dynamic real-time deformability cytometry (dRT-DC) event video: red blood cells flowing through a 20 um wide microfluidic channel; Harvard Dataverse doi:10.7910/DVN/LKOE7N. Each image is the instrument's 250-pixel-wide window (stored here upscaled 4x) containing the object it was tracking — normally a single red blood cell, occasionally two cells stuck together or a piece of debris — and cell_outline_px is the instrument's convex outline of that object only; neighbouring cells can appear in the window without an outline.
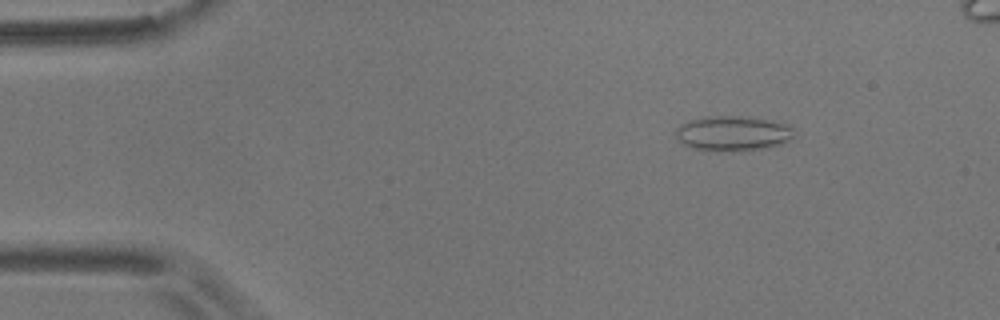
{"species": "common noctule bat (a hibernating species)", "species_latin": "Nyctalus noctula", "temperature_condition": "room temperature", "stored_images_in_passage": 11, "camera_frame_rate_fps": 3000, "um_per_image_px": 0.085, "animal": {"sex": "male", "body_mass_g": 17.9}, "frame": {"image": 1, "passage_image": 2, "time_ms": 1.667, "image_size_px": [1000, 320], "cell_outline_px": [[792, 136], [788, 140], [780, 144], [768, 148], [692, 148], [684, 144], [676, 136], [676, 128], [680, 124], [688, 120], [708, 116], [740, 116], [768, 120], [792, 124]], "centroid_in_image_um": [62.3, 11.27], "position_along_channel_um": 22.7, "area_um2": 23.06}}
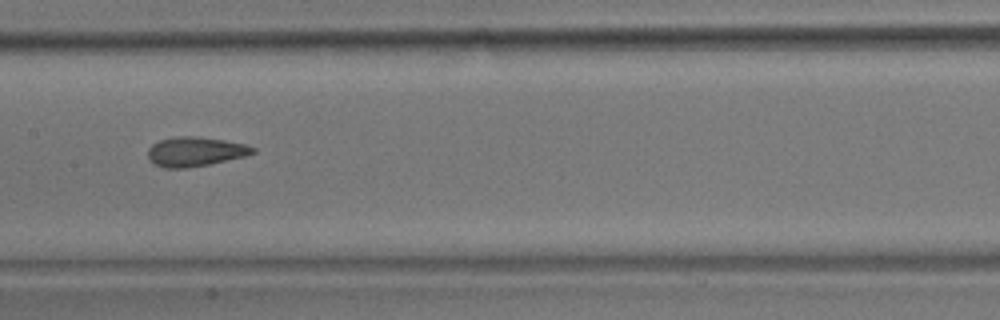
{"frame": {"image": 2, "passage_image": 7, "time_ms": 8.333, "image_size_px": [1000, 320], "cell_outline_px": [[256, 152], [244, 156], [208, 164], [184, 168], [164, 168], [148, 160], [148, 148], [152, 144], [160, 140], [176, 136], [196, 136], [224, 140], [244, 144], [256, 148]], "centroid_in_image_um": [16.56, 12.88], "position_along_channel_um": 190.8, "area_um2": 17.86}}
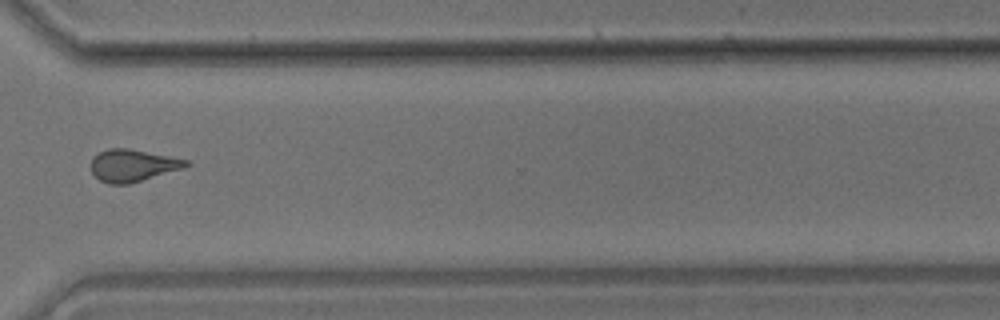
{"frame": {"image": 3, "passage_image": 11, "time_ms": 13.0, "image_size_px": [1000, 320], "cell_outline_px": [[192, 164], [184, 168], [128, 184], [108, 184], [100, 180], [92, 172], [92, 156], [108, 148], [128, 148], [188, 160]], "centroid_in_image_um": [11.28, 14.06], "position_along_channel_um": 359.3, "area_um2": 17.69}}